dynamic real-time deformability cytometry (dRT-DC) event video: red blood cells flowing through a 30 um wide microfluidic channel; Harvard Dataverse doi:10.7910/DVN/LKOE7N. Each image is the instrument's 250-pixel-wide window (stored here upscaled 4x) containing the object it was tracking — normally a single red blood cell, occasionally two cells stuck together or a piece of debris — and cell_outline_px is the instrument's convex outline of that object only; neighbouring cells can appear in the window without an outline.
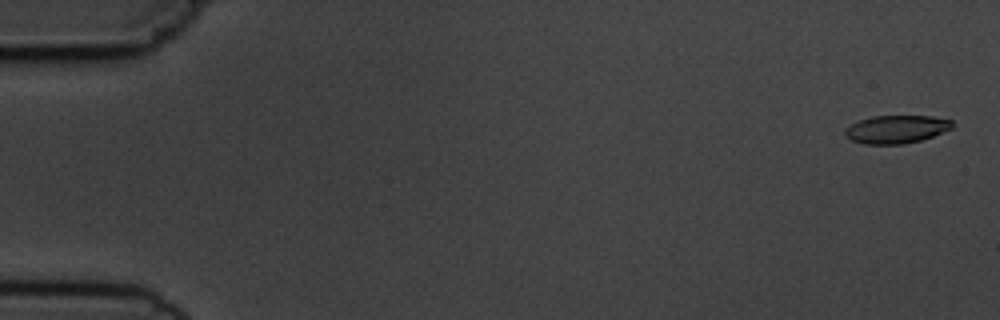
{"species": "common noctule bat (a hibernating species)", "species_latin": "Nyctalus noctula", "temperature_condition": "cold", "stored_images_in_passage": 5, "camera_frame_rate_fps": 3000, "um_per_image_px": 0.085, "animal": {"sex": "male", "body_mass_g": 19.5, "forearm_length_mm": 54.6}, "frame": {"image": 1, "passage_image": 1, "time_ms": 0.0, "image_size_px": [1000, 320], "cell_outline_px": [[952, 128], [932, 136], [920, 140], [904, 144], [864, 144], [852, 140], [844, 136], [844, 128], [860, 120], [872, 116], [932, 116], [952, 120]], "centroid_in_image_um": [76.15, 10.99], "position_along_channel_um": 8.8, "area_um2": 17.46}}
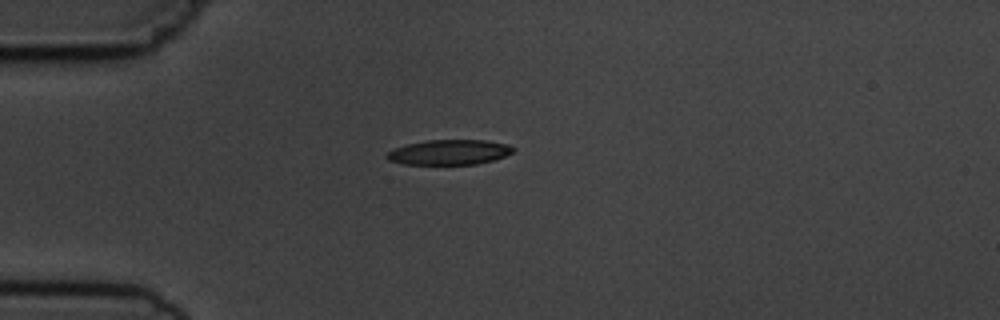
{"frame": {"image": 2, "passage_image": 5, "time_ms": 4.333, "image_size_px": [1000, 320], "cell_outline_px": [[516, 152], [492, 160], [476, 164], [404, 164], [388, 160], [384, 156], [388, 152], [396, 148], [408, 144], [428, 140], [484, 140], [508, 144], [516, 148]], "centroid_in_image_um": [38.22, 12.94], "position_along_channel_um": 46.8, "area_um2": 18.38}}